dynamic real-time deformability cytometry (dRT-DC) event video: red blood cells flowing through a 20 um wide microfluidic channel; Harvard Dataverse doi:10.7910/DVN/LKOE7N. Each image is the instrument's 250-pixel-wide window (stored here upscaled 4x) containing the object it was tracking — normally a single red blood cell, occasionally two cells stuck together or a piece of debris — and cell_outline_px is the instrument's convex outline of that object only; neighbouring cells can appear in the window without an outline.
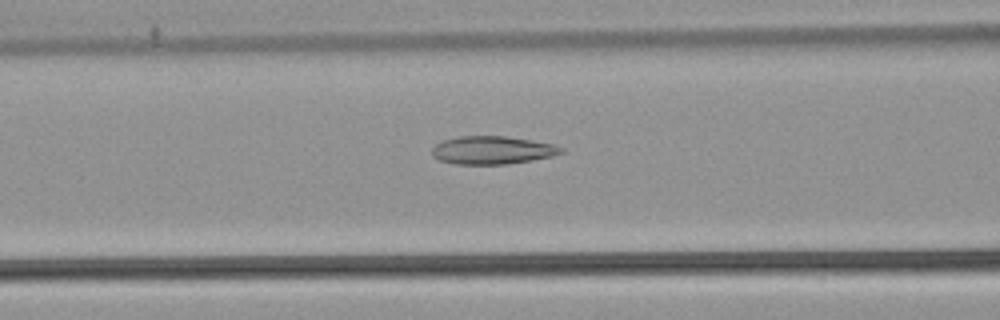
{"species": "common noctule bat (a hibernating species)", "species_latin": "Nyctalus noctula", "temperature_condition": "warm", "stored_images_in_passage": 42, "camera_frame_rate_fps": 3000, "um_per_image_px": 0.085, "animal": {"sex": "male", "body_mass_g": 21.5, "forearm_length_mm": 52.0}, "frame": {"image": 1, "passage_image": 15, "time_ms": 4.667, "image_size_px": [1000, 320], "cell_outline_px": [[564, 152], [552, 156], [532, 160], [508, 164], [456, 164], [440, 160], [432, 156], [432, 148], [440, 140], [460, 136], [504, 136], [532, 140], [552, 144], [564, 148]], "centroid_in_image_um": [41.83, 12.76], "position_along_channel_um": 124.8, "area_um2": 21.15}}
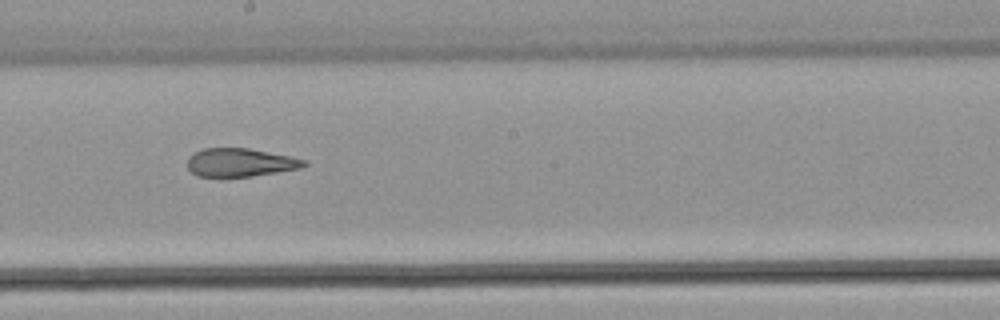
{"frame": {"image": 2, "passage_image": 23, "time_ms": 7.333, "image_size_px": [1000, 320], "cell_outline_px": [[308, 164], [300, 168], [252, 176], [196, 176], [188, 168], [188, 156], [204, 148], [248, 148], [292, 156], [308, 160]], "centroid_in_image_um": [20.45, 13.8], "position_along_channel_um": 227.7, "area_um2": 19.19}}
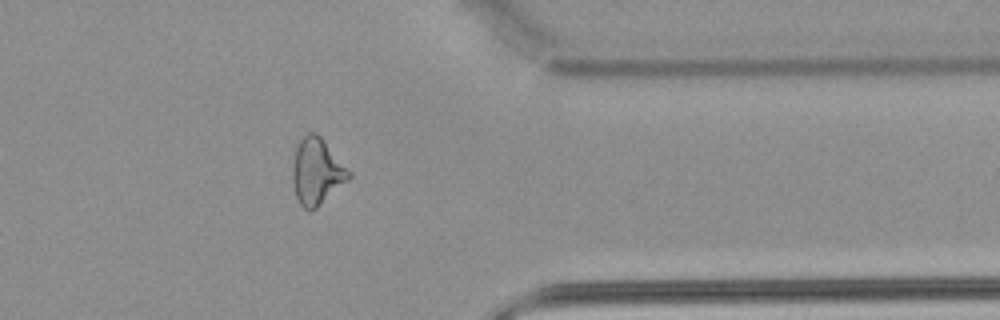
{"frame": {"image": 3, "passage_image": 36, "time_ms": 11.667, "image_size_px": [1000, 320], "cell_outline_px": [[352, 176], [348, 180], [316, 208], [304, 208], [300, 204], [296, 196], [292, 180], [292, 168], [296, 148], [300, 140], [308, 132], [316, 132], [324, 140], [352, 172]], "centroid_in_image_um": [26.94, 14.55], "position_along_channel_um": 384.5, "area_um2": 21.56}, "authors_computed_cell_mechanics": {"area_um2": 21.1837, "velocity_mm_per_s": 3.8699, "shape_relaxation_time_tau1_ms": null, "shape_relaxation_time_tau2_ms": 3.3746, "deformation_change_tau1": null, "deformation_change_tau2": 0.1351}}